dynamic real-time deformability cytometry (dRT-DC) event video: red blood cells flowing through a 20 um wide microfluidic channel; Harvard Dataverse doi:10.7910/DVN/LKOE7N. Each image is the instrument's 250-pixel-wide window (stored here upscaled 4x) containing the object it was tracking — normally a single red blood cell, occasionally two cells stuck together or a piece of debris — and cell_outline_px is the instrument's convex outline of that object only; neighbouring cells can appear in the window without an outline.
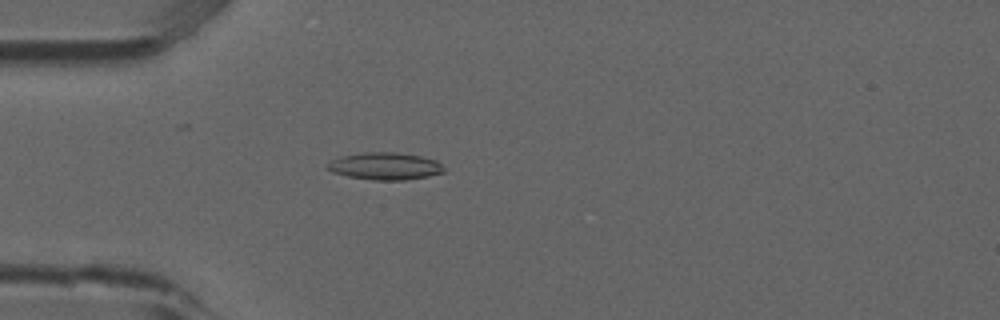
{"species": "common noctule bat (a hibernating species)", "species_latin": "Nyctalus noctula", "temperature_condition": "room temperature", "stored_images_in_passage": 4, "camera_frame_rate_fps": 3000, "um_per_image_px": 0.085, "animal": {"sex": "male", "forearm_length_mm": 52.5}, "frame": {"image": 1, "passage_image": 4, "time_ms": 1.0, "image_size_px": [1000, 320], "cell_outline_px": [[444, 172], [428, 176], [404, 180], [372, 180], [348, 176], [332, 172], [324, 164], [340, 156], [364, 152], [396, 152], [420, 156], [436, 160], [444, 168]], "centroid_in_image_um": [32.7, 14.12], "position_along_channel_um": 52.3, "area_um2": 18.5}}